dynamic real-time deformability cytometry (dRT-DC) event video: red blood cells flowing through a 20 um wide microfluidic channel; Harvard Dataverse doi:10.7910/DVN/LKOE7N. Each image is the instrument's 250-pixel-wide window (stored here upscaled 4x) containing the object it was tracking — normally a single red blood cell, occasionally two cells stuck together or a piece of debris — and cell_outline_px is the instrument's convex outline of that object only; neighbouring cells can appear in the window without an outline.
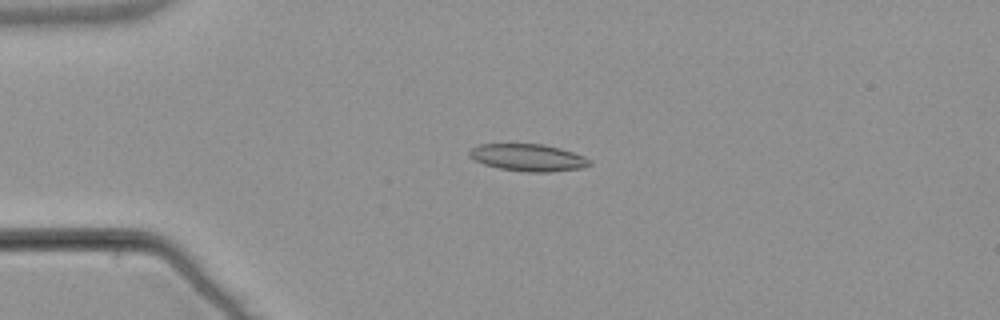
{"species": "common noctule bat (a hibernating species)", "species_latin": "Nyctalus noctula", "temperature_condition": "warm", "stored_images_in_passage": 55, "camera_frame_rate_fps": 3000, "um_per_image_px": 0.085, "animal": {"sex": "male", "body_mass_g": 21.5, "forearm_length_mm": 52.0}, "frame": {"image": 1, "passage_image": 14, "time_ms": 4.333, "image_size_px": [1000, 320], "cell_outline_px": [[592, 164], [584, 168], [552, 172], [528, 172], [500, 168], [484, 164], [468, 156], [468, 152], [472, 148], [480, 144], [544, 144], [560, 148], [584, 156], [592, 160]], "centroid_in_image_um": [44.93, 13.4], "position_along_channel_um": 40.1, "area_um2": 19.07}}
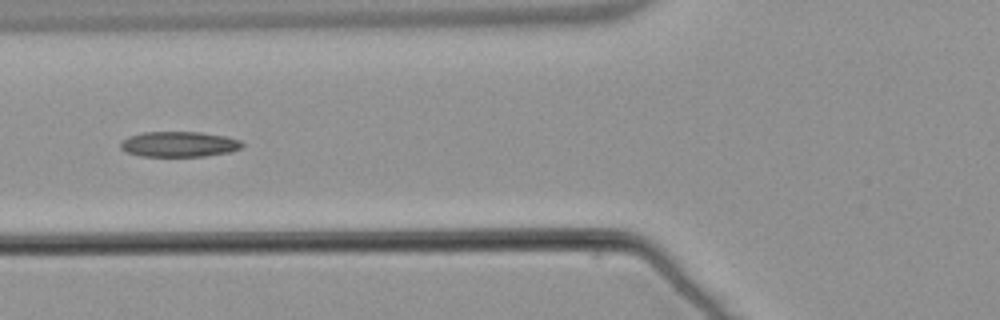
{"frame": {"image": 2, "passage_image": 22, "time_ms": 7.0, "image_size_px": [1000, 320], "cell_outline_px": [[244, 144], [240, 148], [232, 152], [204, 156], [140, 156], [124, 152], [120, 148], [120, 144], [128, 136], [144, 132], [200, 132], [228, 136], [240, 140]], "centroid_in_image_um": [15.23, 12.26], "position_along_channel_um": 110.6, "area_um2": 18.15}}
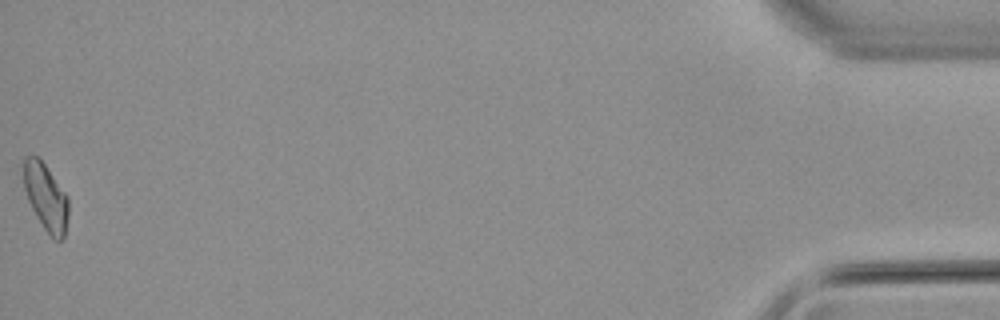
{"frame": {"image": 3, "passage_image": 55, "time_ms": 18.0, "image_size_px": [1000, 320], "cell_outline_px": [[68, 216], [64, 236], [60, 240], [52, 240], [36, 216], [28, 200], [24, 188], [24, 156], [36, 156], [44, 164], [68, 196]], "centroid_in_image_um": [3.9, 16.78], "position_along_channel_um": 431.3, "area_um2": 17.28}, "authors_computed_cell_mechanics": {"area_um2": 18.1492, "velocity_mm_per_s": 3.8198, "shape_relaxation_time_tau1_ms": null, "shape_relaxation_time_tau2_ms": 9.0298, "deformation_change_tau1": null, "deformation_change_tau2": 0.1859}}